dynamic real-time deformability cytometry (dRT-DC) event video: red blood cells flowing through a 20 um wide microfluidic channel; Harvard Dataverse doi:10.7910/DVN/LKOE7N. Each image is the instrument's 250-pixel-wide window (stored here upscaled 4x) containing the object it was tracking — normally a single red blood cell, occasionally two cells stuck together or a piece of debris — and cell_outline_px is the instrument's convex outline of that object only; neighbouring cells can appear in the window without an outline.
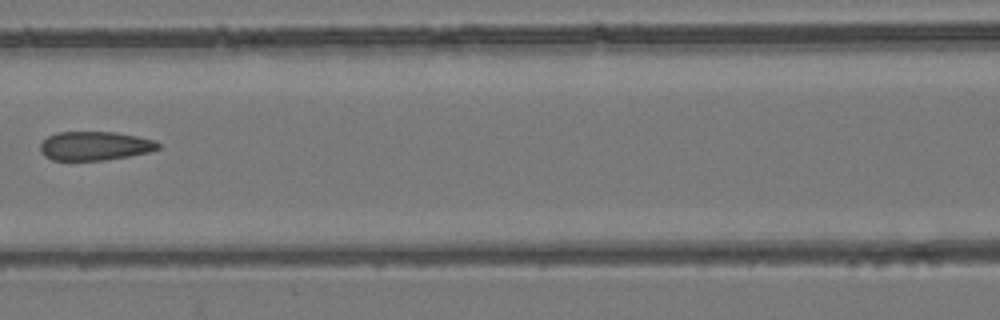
{"species": "common noctule bat (a hibernating species)", "species_latin": "Nyctalus noctula", "temperature_condition": "room temperature", "stored_images_in_passage": 6, "camera_frame_rate_fps": 3000, "um_per_image_px": 0.085, "animal": {"sex": "female", "body_mass_g": 24.6, "forearm_length_mm": 56.2}, "frame": {"image": 1, "passage_image": 4, "time_ms": 3.667, "image_size_px": [1000, 320], "cell_outline_px": [[160, 148], [148, 152], [128, 156], [104, 160], [52, 160], [44, 156], [40, 152], [40, 144], [48, 136], [56, 132], [116, 132], [156, 140], [160, 144]], "centroid_in_image_um": [8.05, 12.4], "position_along_channel_um": 158.6, "area_um2": 19.88}}
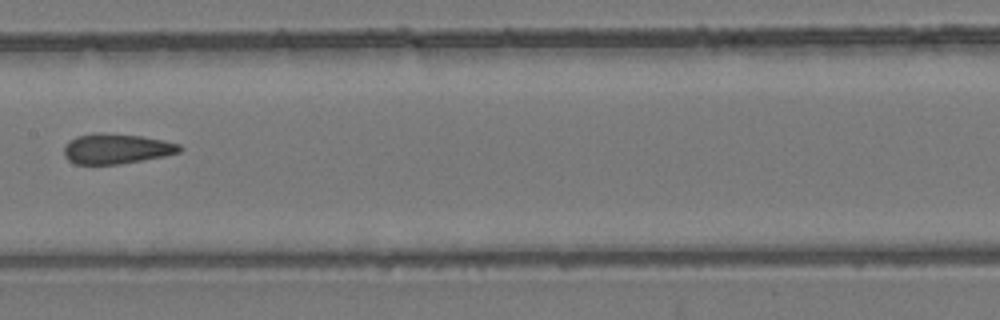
{"frame": {"image": 2, "passage_image": 5, "time_ms": 4.667, "image_size_px": [1000, 320], "cell_outline_px": [[184, 148], [180, 152], [164, 156], [144, 160], [120, 164], [76, 164], [68, 160], [64, 156], [64, 148], [68, 140], [76, 136], [92, 132], [100, 132], [140, 136], [164, 140], [180, 144]], "centroid_in_image_um": [9.89, 12.63], "position_along_channel_um": 197.5, "area_um2": 20.58}}